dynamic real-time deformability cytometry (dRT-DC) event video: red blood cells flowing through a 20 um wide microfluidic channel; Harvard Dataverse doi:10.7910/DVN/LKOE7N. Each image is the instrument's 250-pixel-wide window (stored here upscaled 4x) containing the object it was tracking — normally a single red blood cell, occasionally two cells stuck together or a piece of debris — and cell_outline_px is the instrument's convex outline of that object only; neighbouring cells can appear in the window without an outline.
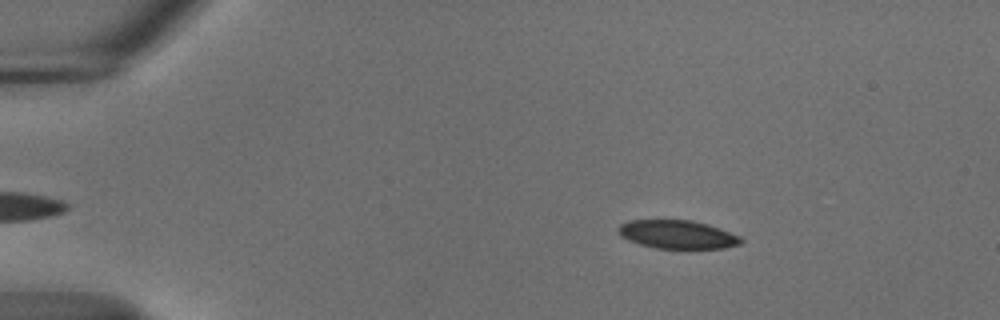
{"species": "common noctule bat (a hibernating species)", "species_latin": "Nyctalus noctula", "temperature_condition": "cold", "stored_images_in_passage": 52, "camera_frame_rate_fps": 3000, "um_per_image_px": 0.085, "animal": {"sex": "male", "body_mass_g": 18.8}, "frame": {"image": 1, "passage_image": 6, "time_ms": 1.667, "image_size_px": [1000, 320], "cell_outline_px": [[744, 240], [740, 244], [724, 248], [656, 248], [640, 244], [628, 240], [620, 236], [620, 224], [628, 220], [692, 220], [708, 224], [740, 236]], "centroid_in_image_um": [57.6, 19.92], "position_along_channel_um": 27.4, "area_um2": 20.17}}
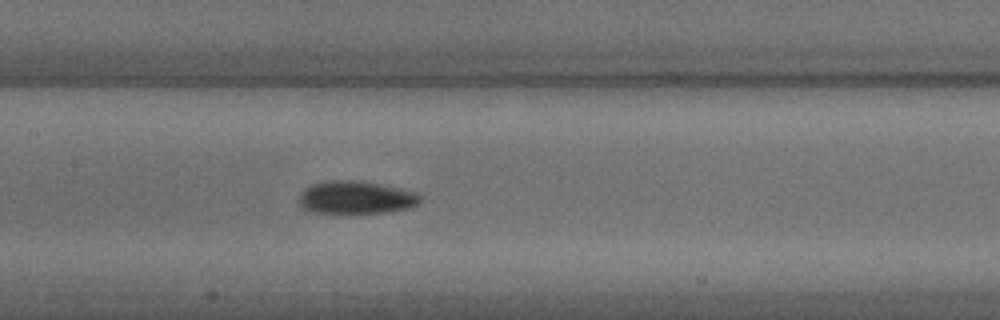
{"frame": {"image": 2, "passage_image": 24, "time_ms": 7.667, "image_size_px": [1000, 320], "cell_outline_px": [[420, 200], [416, 204], [408, 208], [384, 212], [316, 212], [304, 208], [300, 204], [300, 196], [304, 188], [312, 184], [324, 180], [360, 180], [420, 192]], "centroid_in_image_um": [30.27, 16.75], "position_along_channel_um": 177.1, "area_um2": 22.95}}
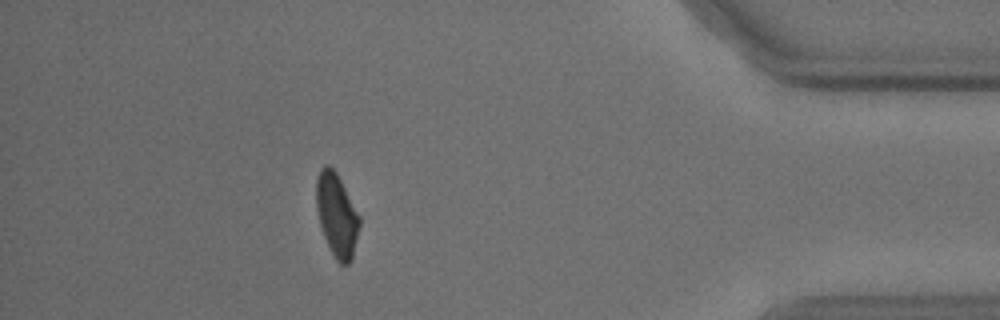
{"frame": {"image": 3, "passage_image": 46, "time_ms": 15.0, "image_size_px": [1000, 320], "cell_outline_px": [[360, 224], [352, 260], [348, 264], [340, 264], [336, 260], [324, 236], [320, 224], [316, 208], [316, 176], [320, 168], [324, 164], [328, 164], [336, 172], [360, 216]], "centroid_in_image_um": [28.61, 18.26], "position_along_channel_um": 406.6, "area_um2": 20.92}, "authors_computed_cell_mechanics": {"area_um2": 22.0218, "velocity_mm_per_s": 3.6934, "shape_relaxation_time_tau1_ms": 5.2649, "shape_relaxation_time_tau2_ms": 4.6696, "deformation_change_tau1": 0.1247, "deformation_change_tau2": 0.0828}}